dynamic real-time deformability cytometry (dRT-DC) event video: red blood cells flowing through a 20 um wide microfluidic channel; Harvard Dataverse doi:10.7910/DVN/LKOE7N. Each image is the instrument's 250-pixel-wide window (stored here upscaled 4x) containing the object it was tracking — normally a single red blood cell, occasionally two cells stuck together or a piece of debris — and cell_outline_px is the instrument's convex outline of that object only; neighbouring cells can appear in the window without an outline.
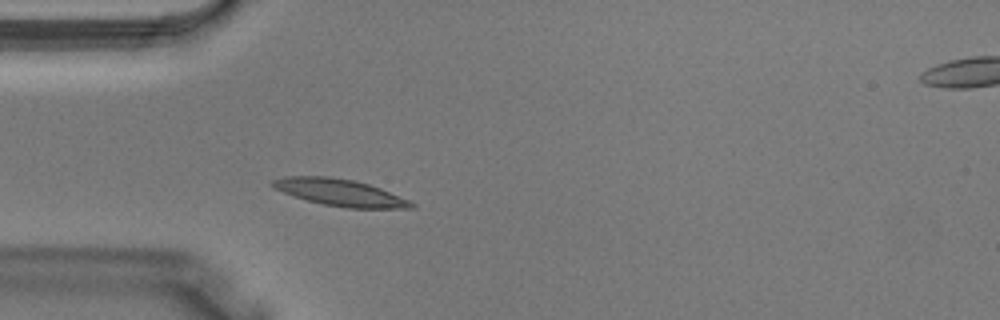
{"species": "Egyptian fruit bat (a non-hibernating species)", "species_latin": "Rousettus aegyptiacus", "temperature_condition": "warm", "stored_images_in_passage": 4, "segment_of_instrument_passage": [1, 2], "camera_frame_rate_fps": 3000, "um_per_image_px": 0.085, "animal": {"sex": "male"}, "frame": {"image": 1, "passage_image": 3, "time_ms": 0.667, "image_size_px": [1000, 320], "cell_outline_px": [[416, 208], [348, 208], [324, 204], [308, 200], [272, 188], [268, 184], [272, 180], [284, 176], [328, 176], [352, 180], [368, 184], [380, 188], [408, 200], [416, 204]], "centroid_in_image_um": [28.87, 16.35], "position_along_channel_um": 56.1, "area_um2": 21.5}}